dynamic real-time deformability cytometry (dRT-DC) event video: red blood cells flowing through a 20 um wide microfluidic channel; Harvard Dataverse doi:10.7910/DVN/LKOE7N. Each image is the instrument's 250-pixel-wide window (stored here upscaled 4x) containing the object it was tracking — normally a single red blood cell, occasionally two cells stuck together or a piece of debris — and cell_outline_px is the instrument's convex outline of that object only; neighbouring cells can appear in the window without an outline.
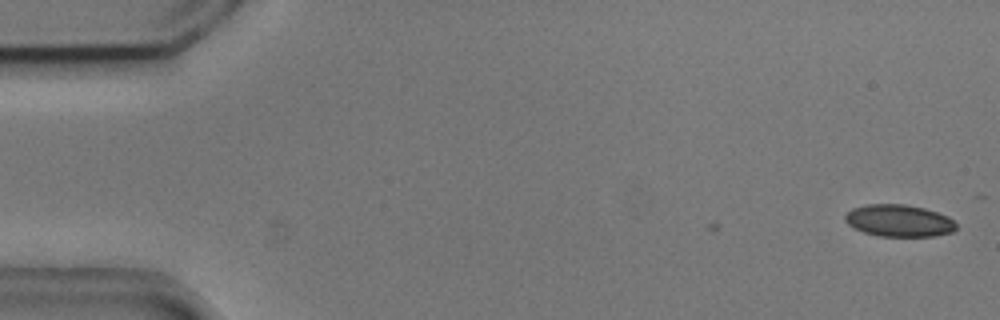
{"species": "common noctule bat (a hibernating species)", "species_latin": "Nyctalus noctula", "temperature_condition": "cold", "stored_images_in_passage": 5, "camera_frame_rate_fps": 3000, "um_per_image_px": 0.085, "animal": {"sex": "male", "body_mass_g": 20.5, "forearm_length_mm": 52.5}, "frame": {"image": 1, "passage_image": 1, "time_ms": 0.0, "image_size_px": [1000, 320], "cell_outline_px": [[956, 228], [952, 232], [936, 236], [880, 236], [864, 232], [848, 224], [844, 220], [844, 216], [852, 208], [868, 204], [904, 204], [924, 208], [948, 216], [956, 224]], "centroid_in_image_um": [76.41, 18.75], "position_along_channel_um": 8.6, "area_um2": 20.63}}